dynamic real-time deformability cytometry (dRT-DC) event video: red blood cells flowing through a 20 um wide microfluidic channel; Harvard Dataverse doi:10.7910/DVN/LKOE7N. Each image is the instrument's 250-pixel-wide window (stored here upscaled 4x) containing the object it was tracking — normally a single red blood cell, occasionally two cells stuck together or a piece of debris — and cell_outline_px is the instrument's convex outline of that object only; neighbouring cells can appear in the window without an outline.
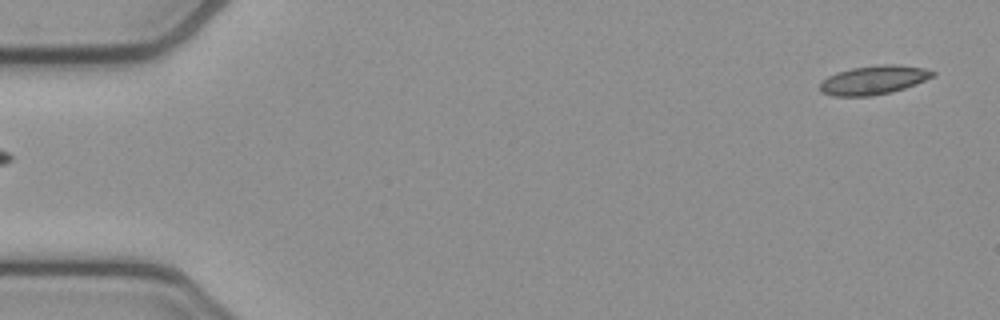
{"species": "common noctule bat (a hibernating species)", "species_latin": "Nyctalus noctula", "temperature_condition": "cold", "stored_images_in_passage": 21, "camera_frame_rate_fps": 3000, "um_per_image_px": 0.085, "animal": {"sex": "female", "body_mass_g": 21.9}, "frame": {"image": 1, "passage_image": 1, "time_ms": 0.0, "image_size_px": [1000, 320], "cell_outline_px": [[936, 76], [916, 84], [892, 92], [872, 96], [832, 96], [820, 92], [820, 84], [828, 76], [836, 72], [852, 68], [880, 64], [900, 64], [924, 68], [936, 72]], "centroid_in_image_um": [74.29, 6.8], "position_along_channel_um": 10.7, "area_um2": 19.19}}